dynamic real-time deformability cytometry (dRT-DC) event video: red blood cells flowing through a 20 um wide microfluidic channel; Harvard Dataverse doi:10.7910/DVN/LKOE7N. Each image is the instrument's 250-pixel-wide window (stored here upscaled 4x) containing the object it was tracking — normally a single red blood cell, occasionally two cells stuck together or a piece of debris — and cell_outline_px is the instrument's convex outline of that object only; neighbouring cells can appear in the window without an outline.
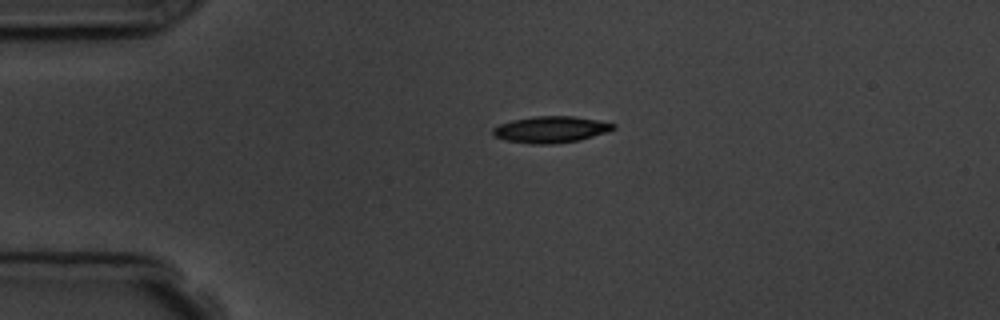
{"species": "common noctule bat (a hibernating species)", "species_latin": "Nyctalus noctula", "temperature_condition": "room temperature", "stored_images_in_passage": 2, "camera_frame_rate_fps": 3000, "um_per_image_px": 0.085, "animal": {"sex": "male", "body_mass_g": 19.5, "forearm_length_mm": 54.6}, "frame": {"image": 1, "passage_image": 1, "time_ms": 0.0, "image_size_px": [1000, 320], "cell_outline_px": [[616, 128], [608, 132], [580, 140], [552, 144], [532, 144], [504, 140], [496, 136], [492, 132], [492, 128], [500, 124], [512, 120], [536, 116], [572, 116], [596, 120], [616, 124]], "centroid_in_image_um": [46.83, 11.01], "position_along_channel_um": 38.2, "area_um2": 18.55}}